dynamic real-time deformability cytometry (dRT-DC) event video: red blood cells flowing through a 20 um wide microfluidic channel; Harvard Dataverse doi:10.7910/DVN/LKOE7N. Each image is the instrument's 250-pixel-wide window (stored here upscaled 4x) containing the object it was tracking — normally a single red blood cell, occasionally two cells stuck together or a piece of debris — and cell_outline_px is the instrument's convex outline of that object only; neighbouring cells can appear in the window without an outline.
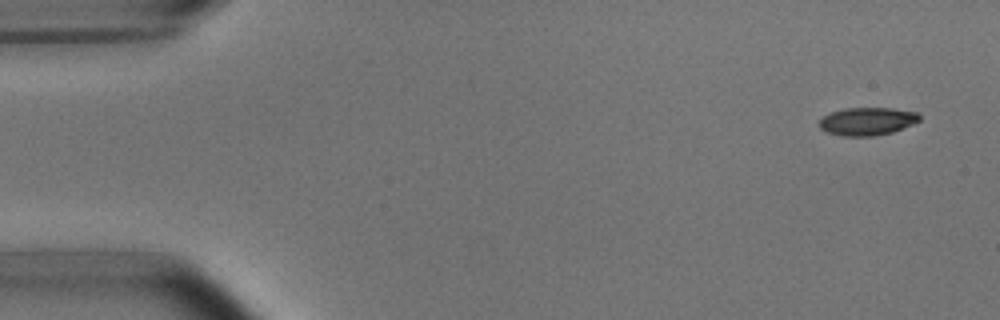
{"species": "common noctule bat (a hibernating species)", "species_latin": "Nyctalus noctula", "temperature_condition": "room temperature", "stored_images_in_passage": 4, "camera_frame_rate_fps": 3000, "um_per_image_px": 0.085, "animal": {"sex": "male", "body_mass_g": 15.6}, "frame": {"image": 1, "passage_image": 1, "time_ms": 0.0, "image_size_px": [1000, 320], "cell_outline_px": [[920, 120], [912, 124], [892, 132], [872, 136], [844, 136], [828, 132], [820, 128], [820, 120], [824, 116], [832, 112], [844, 108], [892, 108], [916, 112], [920, 116]], "centroid_in_image_um": [73.72, 10.3], "position_along_channel_um": 11.3, "area_um2": 16.07}}